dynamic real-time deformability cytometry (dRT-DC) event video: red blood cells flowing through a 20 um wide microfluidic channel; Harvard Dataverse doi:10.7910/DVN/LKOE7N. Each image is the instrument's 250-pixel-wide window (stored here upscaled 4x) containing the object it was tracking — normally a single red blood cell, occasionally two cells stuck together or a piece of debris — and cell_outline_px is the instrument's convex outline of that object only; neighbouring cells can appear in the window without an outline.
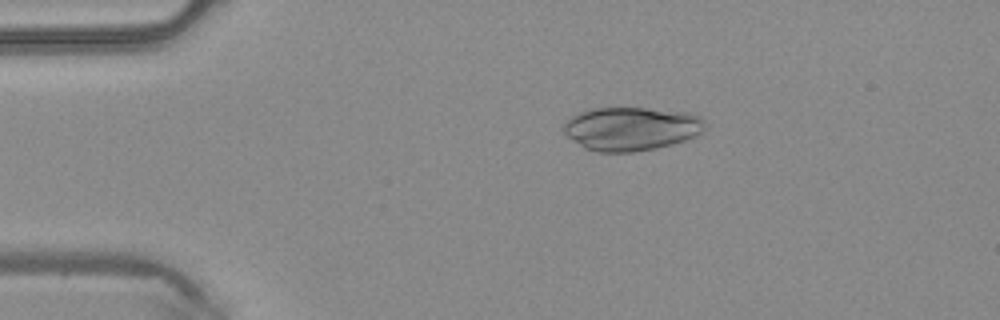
{"species": "common noctule bat (a hibernating species)", "species_latin": "Nyctalus noctula", "temperature_condition": "warm", "stored_images_in_passage": 39, "camera_frame_rate_fps": 3000, "um_per_image_px": 0.085, "animal": {"sex": "male", "body_mass_g": 20.4}, "frame": {"image": 1, "passage_image": 1, "time_ms": 0.0, "image_size_px": [1000, 320], "cell_outline_px": [[704, 132], [684, 140], [672, 144], [656, 148], [632, 152], [596, 152], [584, 148], [572, 140], [564, 132], [564, 124], [572, 116], [580, 112], [592, 108], [644, 108], [688, 112], [700, 116], [704, 120]], "centroid_in_image_um": [53.66, 10.94], "position_along_channel_um": 31.3, "area_um2": 35.84}}
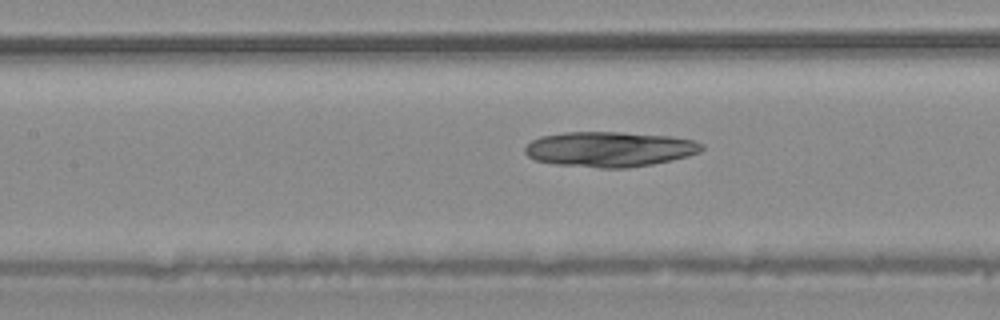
{"frame": {"image": 2, "passage_image": 13, "time_ms": 4.0, "image_size_px": [1000, 320], "cell_outline_px": [[704, 148], [700, 152], [688, 156], [672, 160], [652, 164], [628, 168], [600, 168], [556, 164], [536, 160], [528, 156], [524, 152], [524, 148], [532, 140], [540, 136], [564, 132], [620, 132], [672, 136], [696, 140], [704, 144]], "centroid_in_image_um": [51.85, 12.67], "position_along_channel_um": 155.6, "area_um2": 36.47}}
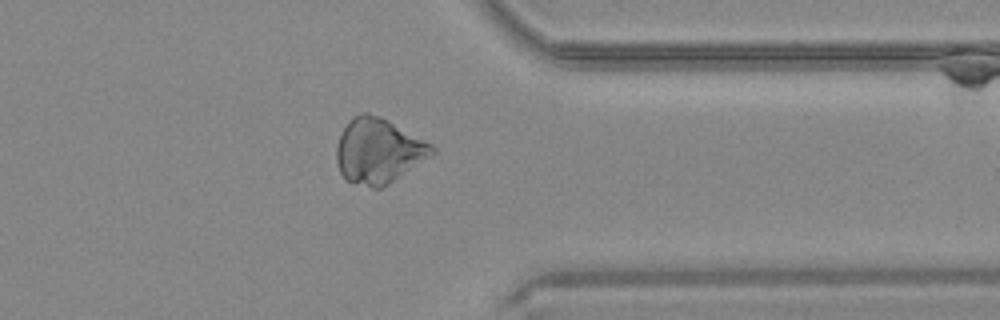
{"frame": {"image": 3, "passage_image": 29, "time_ms": 9.333, "image_size_px": [1000, 320], "cell_outline_px": [[436, 152], [388, 184], [380, 188], [372, 188], [344, 180], [340, 172], [336, 160], [336, 148], [340, 136], [348, 120], [352, 116], [360, 112], [368, 112], [380, 116], [388, 120], [432, 144], [436, 148]], "centroid_in_image_um": [32.14, 12.81], "position_along_channel_um": 379.3, "area_um2": 36.13}}